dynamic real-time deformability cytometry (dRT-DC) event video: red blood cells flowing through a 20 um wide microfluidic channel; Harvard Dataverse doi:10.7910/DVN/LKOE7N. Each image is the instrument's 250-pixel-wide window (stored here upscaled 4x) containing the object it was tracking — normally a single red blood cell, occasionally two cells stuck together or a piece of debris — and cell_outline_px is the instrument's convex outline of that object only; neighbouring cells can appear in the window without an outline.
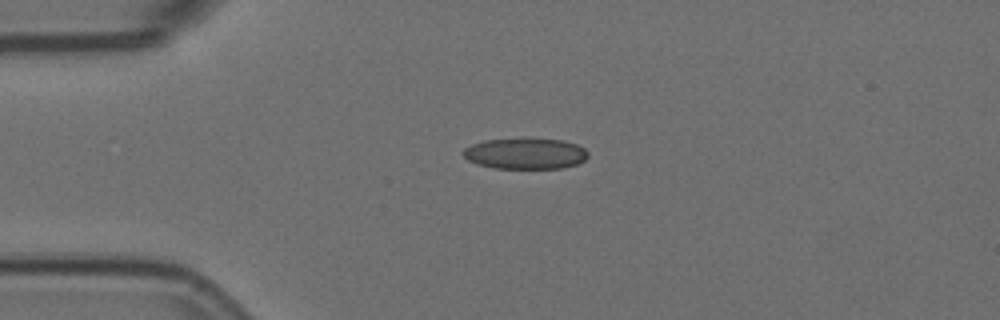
{"species": "Egyptian fruit bat (a non-hibernating species)", "species_latin": "Rousettus aegyptiacus", "temperature_condition": "room temperature", "stored_images_in_passage": 2, "camera_frame_rate_fps": 3000, "um_per_image_px": 0.085, "animal": {"sex": "female"}, "frame": {"image": 1, "passage_image": 1, "time_ms": 0.0, "image_size_px": [1000, 320], "cell_outline_px": [[588, 156], [584, 160], [576, 164], [560, 168], [496, 168], [476, 164], [468, 160], [460, 152], [464, 148], [472, 144], [484, 140], [564, 140], [576, 144], [584, 148], [588, 152]], "centroid_in_image_um": [44.63, 13.07], "position_along_channel_um": 40.4, "area_um2": 22.08}}